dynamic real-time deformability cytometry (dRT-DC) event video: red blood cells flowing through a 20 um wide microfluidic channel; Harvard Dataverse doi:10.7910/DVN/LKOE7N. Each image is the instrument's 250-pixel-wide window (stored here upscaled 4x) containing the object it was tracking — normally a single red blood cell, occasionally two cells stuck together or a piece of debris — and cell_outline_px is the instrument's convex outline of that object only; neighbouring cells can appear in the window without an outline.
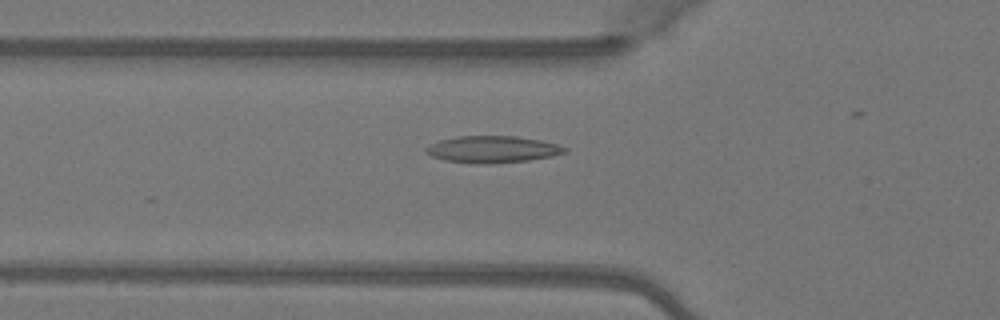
{"species": "Egyptian fruit bat (a non-hibernating species)", "species_latin": "Rousettus aegyptiacus", "temperature_condition": "warm", "stored_images_in_passage": 6, "camera_frame_rate_fps": 3000, "um_per_image_px": 0.085, "animal": {"sex": "female"}, "frame": {"image": 1, "passage_image": 2, "time_ms": 0.333, "image_size_px": [1000, 320], "cell_outline_px": [[568, 152], [552, 156], [528, 160], [488, 164], [476, 164], [444, 160], [432, 156], [424, 152], [424, 148], [428, 144], [440, 140], [460, 136], [516, 136], [540, 140], [556, 144], [568, 148]], "centroid_in_image_um": [41.84, 12.7], "position_along_channel_um": 84.0, "area_um2": 21.79}}
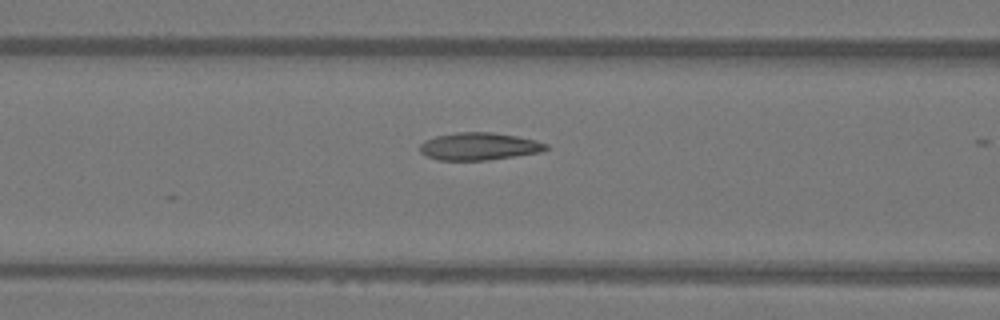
{"frame": {"image": 2, "passage_image": 5, "time_ms": 1.333, "image_size_px": [1000, 320], "cell_outline_px": [[548, 148], [540, 152], [488, 160], [436, 160], [420, 152], [420, 144], [424, 140], [436, 136], [456, 132], [492, 132], [516, 136], [536, 140], [548, 144]], "centroid_in_image_um": [40.7, 12.44], "position_along_channel_um": 125.9, "area_um2": 20.17}}